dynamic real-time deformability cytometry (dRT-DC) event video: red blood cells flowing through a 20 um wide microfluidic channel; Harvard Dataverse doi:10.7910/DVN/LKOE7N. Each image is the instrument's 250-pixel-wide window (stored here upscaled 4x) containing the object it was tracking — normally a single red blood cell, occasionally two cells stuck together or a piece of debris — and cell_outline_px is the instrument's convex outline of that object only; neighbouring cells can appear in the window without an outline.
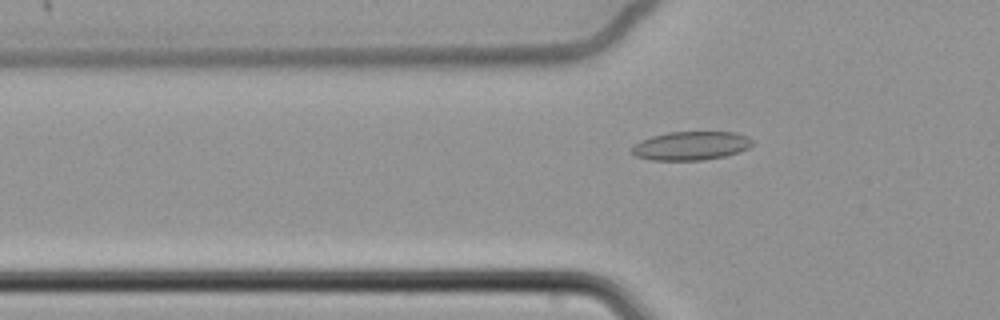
{"species": "common noctule bat (a hibernating species)", "species_latin": "Nyctalus noctula", "temperature_condition": "cold", "stored_images_in_passage": 62, "camera_frame_rate_fps": 3000, "um_per_image_px": 0.085, "animal": {"sex": "female", "body_mass_g": 22.7, "forearm_length_mm": 54.2}, "frame": {"image": 1, "passage_image": 22, "time_ms": 7.0, "image_size_px": [1000, 320], "cell_outline_px": [[752, 144], [748, 148], [740, 152], [724, 156], [700, 160], [652, 160], [636, 156], [628, 152], [640, 140], [652, 136], [668, 132], [736, 132], [748, 136], [752, 140]], "centroid_in_image_um": [58.72, 12.38], "position_along_channel_um": 67.1, "area_um2": 20.17}}
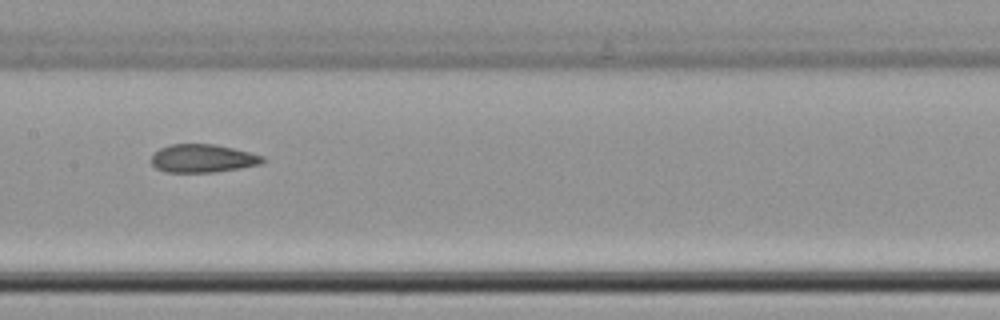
{"frame": {"image": 2, "passage_image": 33, "time_ms": 10.667, "image_size_px": [1000, 320], "cell_outline_px": [[264, 160], [260, 164], [240, 168], [216, 172], [164, 172], [156, 168], [152, 164], [152, 156], [160, 148], [172, 144], [216, 144], [264, 156]], "centroid_in_image_um": [17.22, 13.47], "position_along_channel_um": 190.2, "area_um2": 18.15}}
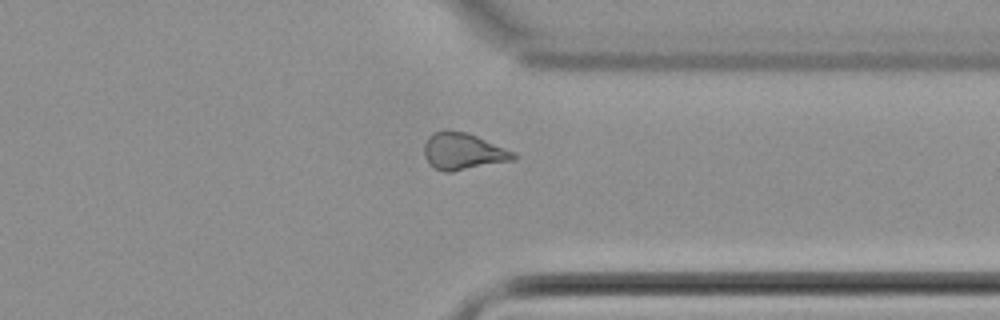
{"frame": {"image": 3, "passage_image": 49, "time_ms": 16.0, "image_size_px": [1000, 320], "cell_outline_px": [[520, 156], [516, 160], [452, 172], [444, 172], [432, 168], [428, 164], [424, 156], [424, 144], [428, 136], [444, 128], [448, 128], [468, 132], [516, 152]], "centroid_in_image_um": [39.38, 12.86], "position_along_channel_um": 372.0, "area_um2": 19.94}, "authors_computed_cell_mechanics": {"area_um2": 19.7387, "velocity_mm_per_s": 3.4191, "shape_relaxation_time_tau1_ms": null, "shape_relaxation_time_tau2_ms": 2.3795, "deformation_change_tau1": null, "deformation_change_tau2": 0.0911}}